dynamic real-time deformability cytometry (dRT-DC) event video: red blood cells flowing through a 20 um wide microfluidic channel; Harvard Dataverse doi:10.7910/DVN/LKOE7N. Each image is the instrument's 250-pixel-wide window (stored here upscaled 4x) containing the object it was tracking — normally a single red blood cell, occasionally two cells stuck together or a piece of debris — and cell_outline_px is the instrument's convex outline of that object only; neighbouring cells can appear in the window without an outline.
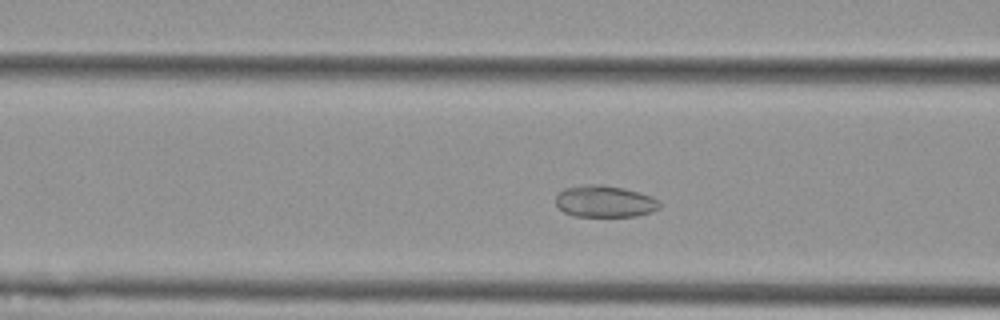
{"species": "Egyptian fruit bat (a non-hibernating species)", "species_latin": "Rousettus aegyptiacus", "temperature_condition": "cold", "stored_images_in_passage": 39, "camera_frame_rate_fps": 3000, "um_per_image_px": 0.085, "animal": {"sex": "female"}, "frame": {"image": 1, "passage_image": 12, "time_ms": 3.667, "image_size_px": [1000, 320], "cell_outline_px": [[660, 208], [652, 212], [636, 216], [572, 216], [564, 212], [556, 204], [556, 196], [564, 188], [584, 184], [600, 184], [624, 188], [652, 196], [660, 200]], "centroid_in_image_um": [51.42, 17.11], "position_along_channel_um": 115.2, "area_um2": 19.36}}
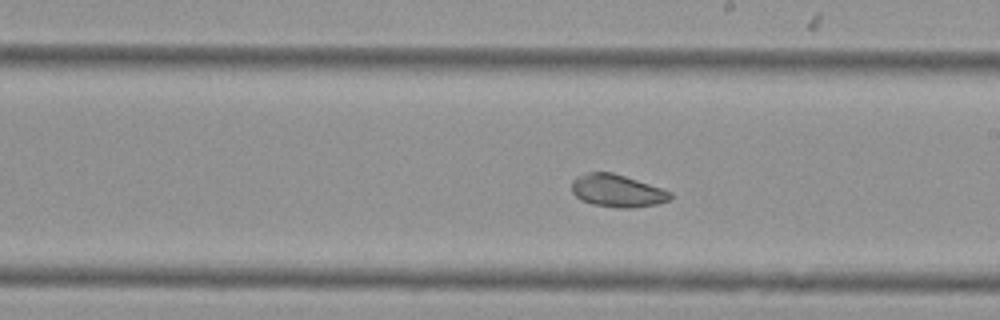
{"frame": {"image": 2, "passage_image": 22, "time_ms": 7.0, "image_size_px": [1000, 320], "cell_outline_px": [[672, 200], [656, 204], [636, 208], [616, 208], [592, 204], [580, 200], [572, 192], [572, 180], [576, 176], [588, 172], [612, 172], [672, 192]], "centroid_in_image_um": [52.45, 16.23], "position_along_channel_um": 236.6, "area_um2": 18.79}}
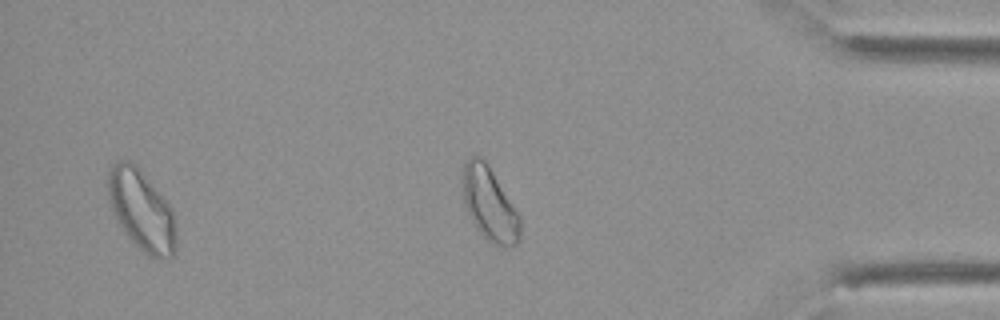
{"frame": {"image": 3, "passage_image": 37, "time_ms": 12.0, "image_size_px": [1000, 320], "cell_outline_px": [[176, 252], [172, 256], [160, 260], [148, 256], [120, 228], [116, 220], [108, 200], [108, 172], [112, 164], [116, 160], [128, 160], [136, 164], [172, 208], [176, 236]], "centroid_in_image_um": [12.02, 17.87], "position_along_channel_um": 423.2, "area_um2": 32.08}}